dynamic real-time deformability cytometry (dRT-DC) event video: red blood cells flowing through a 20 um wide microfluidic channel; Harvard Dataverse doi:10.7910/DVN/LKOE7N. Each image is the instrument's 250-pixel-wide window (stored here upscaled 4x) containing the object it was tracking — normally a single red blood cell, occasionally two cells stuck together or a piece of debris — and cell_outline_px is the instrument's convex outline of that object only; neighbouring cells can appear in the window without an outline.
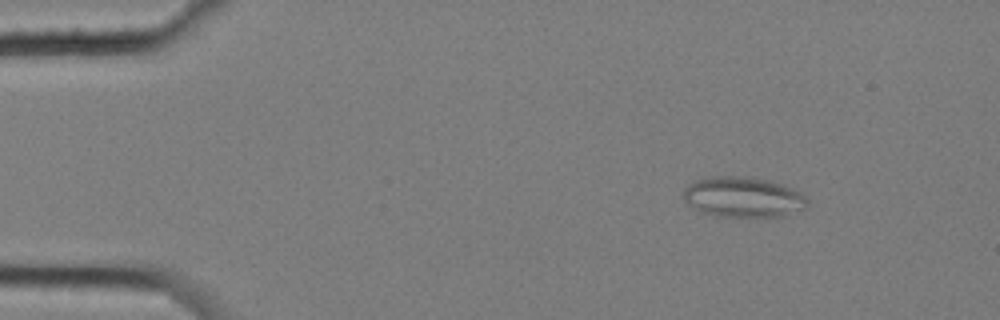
{"species": "common noctule bat (a hibernating species)", "species_latin": "Nyctalus noctula", "temperature_condition": "cold", "stored_images_in_passage": 4, "camera_frame_rate_fps": 3000, "um_per_image_px": 0.085, "animal": {"sex": "female", "body_mass_g": 25.1}, "frame": {"image": 1, "passage_image": 2, "time_ms": 0.333, "image_size_px": [1000, 320], "cell_outline_px": [[808, 204], [804, 208], [784, 216], [716, 216], [700, 212], [692, 208], [684, 200], [684, 188], [688, 184], [696, 180], [712, 176], [752, 176], [772, 180], [792, 188], [800, 192], [808, 200]], "centroid_in_image_um": [63.15, 16.73], "position_along_channel_um": 21.9, "area_um2": 29.42}}
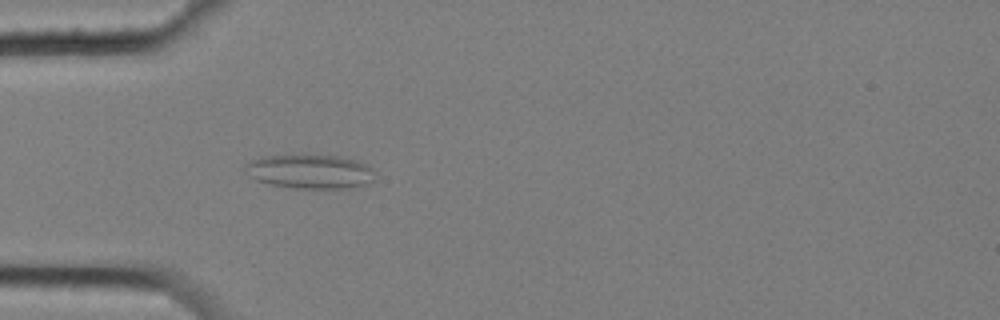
{"frame": {"image": 2, "passage_image": 4, "time_ms": 1.0, "image_size_px": [1000, 320], "cell_outline_px": [[372, 180], [368, 184], [348, 188], [300, 188], [272, 184], [256, 180], [248, 176], [244, 172], [244, 168], [252, 160], [264, 156], [340, 156], [356, 160], [368, 164], [372, 168]], "centroid_in_image_um": [26.36, 14.59], "position_along_channel_um": 58.6, "area_um2": 25.37}}